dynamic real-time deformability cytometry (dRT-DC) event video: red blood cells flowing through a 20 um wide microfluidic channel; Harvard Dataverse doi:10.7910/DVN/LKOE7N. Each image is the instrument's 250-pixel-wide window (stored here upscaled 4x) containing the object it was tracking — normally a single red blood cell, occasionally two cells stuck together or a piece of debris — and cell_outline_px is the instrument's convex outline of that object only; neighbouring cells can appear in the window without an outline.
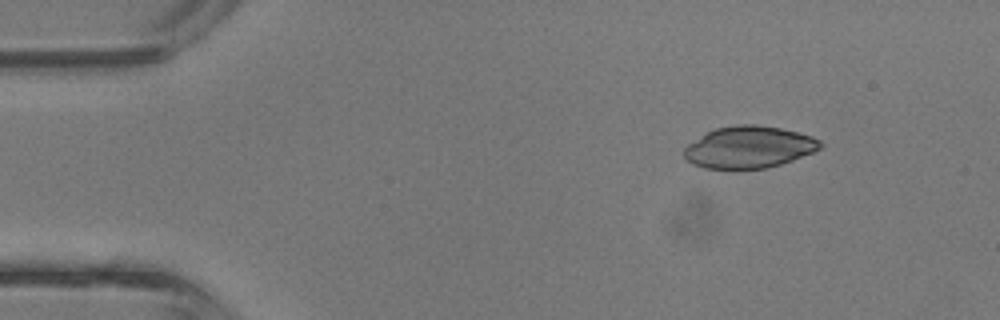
{"species": "common noctule bat (a hibernating species)", "species_latin": "Nyctalus noctula", "temperature_condition": "room temperature", "stored_images_in_passage": 3, "camera_frame_rate_fps": 3000, "um_per_image_px": 0.085, "animal": {"sex": "male", "body_mass_g": 13.3}, "frame": {"image": 1, "passage_image": 1, "time_ms": 0.0, "image_size_px": [1000, 320], "cell_outline_px": [[824, 144], [820, 148], [812, 152], [792, 160], [768, 168], [704, 168], [692, 164], [684, 156], [684, 148], [688, 144], [708, 132], [716, 128], [736, 124], [756, 124], [780, 128], [812, 136], [820, 140]], "centroid_in_image_um": [63.67, 12.5], "position_along_channel_um": 21.3, "area_um2": 32.95}}